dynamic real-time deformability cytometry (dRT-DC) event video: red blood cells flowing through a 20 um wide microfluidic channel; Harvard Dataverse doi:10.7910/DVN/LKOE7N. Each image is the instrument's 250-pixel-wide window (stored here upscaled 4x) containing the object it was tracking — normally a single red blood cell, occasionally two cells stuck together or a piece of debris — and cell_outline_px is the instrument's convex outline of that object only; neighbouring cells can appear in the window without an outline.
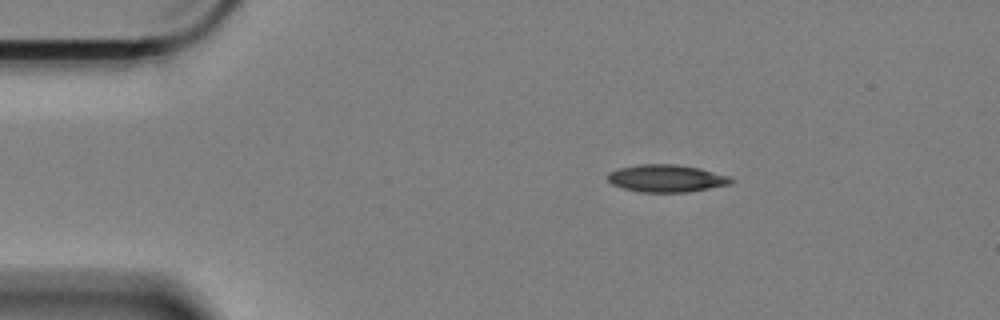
{"species": "Egyptian fruit bat (a non-hibernating species)", "species_latin": "Rousettus aegyptiacus", "temperature_condition": "cold", "stored_images_in_passage": 8, "camera_frame_rate_fps": 3000, "um_per_image_px": 0.085, "animal": {"sex": "female"}, "frame": {"image": 1, "passage_image": 1, "time_ms": 0.0, "image_size_px": [1000, 320], "cell_outline_px": [[736, 180], [732, 184], [688, 192], [640, 192], [624, 188], [612, 184], [608, 180], [608, 172], [620, 168], [636, 164], [676, 164], [700, 168], [728, 176]], "centroid_in_image_um": [56.67, 15.16], "position_along_channel_um": 28.3, "area_um2": 19.77}}